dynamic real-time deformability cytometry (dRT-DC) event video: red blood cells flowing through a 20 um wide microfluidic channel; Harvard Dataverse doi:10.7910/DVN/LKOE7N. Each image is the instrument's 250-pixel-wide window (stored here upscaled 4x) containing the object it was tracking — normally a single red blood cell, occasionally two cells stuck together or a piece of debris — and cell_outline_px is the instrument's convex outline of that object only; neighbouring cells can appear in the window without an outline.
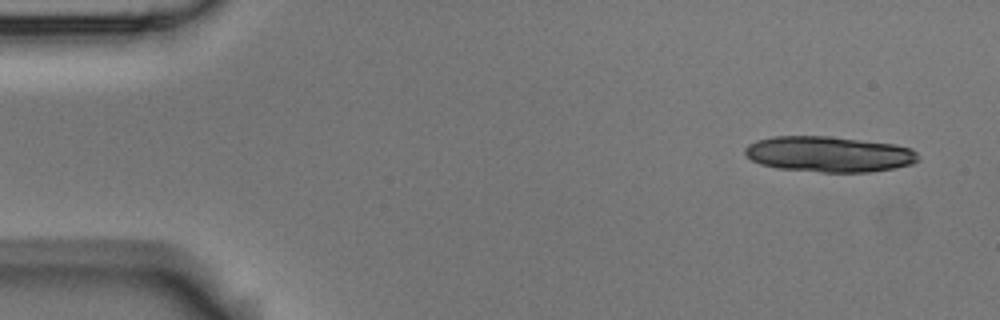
{"species": "Egyptian fruit bat (a non-hibernating species)", "species_latin": "Rousettus aegyptiacus", "temperature_condition": "room temperature", "stored_images_in_passage": 4, "camera_frame_rate_fps": 3000, "um_per_image_px": 0.085, "animal": {"sex": "male"}, "frame": {"image": 1, "passage_image": 1, "time_ms": 0.0, "image_size_px": [1000, 320], "cell_outline_px": [[920, 160], [912, 164], [892, 168], [868, 172], [824, 172], [776, 168], [760, 164], [752, 160], [744, 152], [744, 148], [748, 144], [756, 140], [772, 136], [832, 136], [896, 144], [912, 148], [920, 156]], "centroid_in_image_um": [70.47, 13.09], "position_along_channel_um": 14.5, "area_um2": 36.3}}